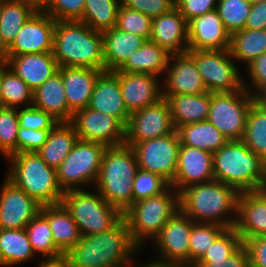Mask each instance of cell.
<instances>
[{
  "instance_id": "obj_28",
  "label": "cell",
  "mask_w": 266,
  "mask_h": 267,
  "mask_svg": "<svg viewBox=\"0 0 266 267\" xmlns=\"http://www.w3.org/2000/svg\"><path fill=\"white\" fill-rule=\"evenodd\" d=\"M35 107L51 114L59 122H70L73 113L68 109L62 74L58 70L33 91Z\"/></svg>"
},
{
  "instance_id": "obj_41",
  "label": "cell",
  "mask_w": 266,
  "mask_h": 267,
  "mask_svg": "<svg viewBox=\"0 0 266 267\" xmlns=\"http://www.w3.org/2000/svg\"><path fill=\"white\" fill-rule=\"evenodd\" d=\"M226 229L224 226L214 223H193L189 238L190 267L203 256Z\"/></svg>"
},
{
  "instance_id": "obj_13",
  "label": "cell",
  "mask_w": 266,
  "mask_h": 267,
  "mask_svg": "<svg viewBox=\"0 0 266 267\" xmlns=\"http://www.w3.org/2000/svg\"><path fill=\"white\" fill-rule=\"evenodd\" d=\"M179 146L175 130L169 135L135 143L131 148L139 169L155 173L171 184L176 174Z\"/></svg>"
},
{
  "instance_id": "obj_40",
  "label": "cell",
  "mask_w": 266,
  "mask_h": 267,
  "mask_svg": "<svg viewBox=\"0 0 266 267\" xmlns=\"http://www.w3.org/2000/svg\"><path fill=\"white\" fill-rule=\"evenodd\" d=\"M241 141L266 162V110L255 103L248 111L245 132Z\"/></svg>"
},
{
  "instance_id": "obj_1",
  "label": "cell",
  "mask_w": 266,
  "mask_h": 267,
  "mask_svg": "<svg viewBox=\"0 0 266 267\" xmlns=\"http://www.w3.org/2000/svg\"><path fill=\"white\" fill-rule=\"evenodd\" d=\"M141 249L133 242L124 217L108 231L82 236L64 260L69 267H130Z\"/></svg>"
},
{
  "instance_id": "obj_14",
  "label": "cell",
  "mask_w": 266,
  "mask_h": 267,
  "mask_svg": "<svg viewBox=\"0 0 266 267\" xmlns=\"http://www.w3.org/2000/svg\"><path fill=\"white\" fill-rule=\"evenodd\" d=\"M167 101L162 98L156 104L130 114L125 126L124 144L135 143L169 135L175 131Z\"/></svg>"
},
{
  "instance_id": "obj_30",
  "label": "cell",
  "mask_w": 266,
  "mask_h": 267,
  "mask_svg": "<svg viewBox=\"0 0 266 267\" xmlns=\"http://www.w3.org/2000/svg\"><path fill=\"white\" fill-rule=\"evenodd\" d=\"M169 56L170 54L159 45L147 40L116 71L147 73L160 78L166 72Z\"/></svg>"
},
{
  "instance_id": "obj_45",
  "label": "cell",
  "mask_w": 266,
  "mask_h": 267,
  "mask_svg": "<svg viewBox=\"0 0 266 267\" xmlns=\"http://www.w3.org/2000/svg\"><path fill=\"white\" fill-rule=\"evenodd\" d=\"M170 184L161 176L138 169L133 180V203L164 192Z\"/></svg>"
},
{
  "instance_id": "obj_19",
  "label": "cell",
  "mask_w": 266,
  "mask_h": 267,
  "mask_svg": "<svg viewBox=\"0 0 266 267\" xmlns=\"http://www.w3.org/2000/svg\"><path fill=\"white\" fill-rule=\"evenodd\" d=\"M214 179L213 153L180 144L172 187L180 193L186 187Z\"/></svg>"
},
{
  "instance_id": "obj_44",
  "label": "cell",
  "mask_w": 266,
  "mask_h": 267,
  "mask_svg": "<svg viewBox=\"0 0 266 267\" xmlns=\"http://www.w3.org/2000/svg\"><path fill=\"white\" fill-rule=\"evenodd\" d=\"M18 109L0 108V154H17Z\"/></svg>"
},
{
  "instance_id": "obj_55",
  "label": "cell",
  "mask_w": 266,
  "mask_h": 267,
  "mask_svg": "<svg viewBox=\"0 0 266 267\" xmlns=\"http://www.w3.org/2000/svg\"><path fill=\"white\" fill-rule=\"evenodd\" d=\"M244 29H266V1L251 5Z\"/></svg>"
},
{
  "instance_id": "obj_24",
  "label": "cell",
  "mask_w": 266,
  "mask_h": 267,
  "mask_svg": "<svg viewBox=\"0 0 266 267\" xmlns=\"http://www.w3.org/2000/svg\"><path fill=\"white\" fill-rule=\"evenodd\" d=\"M88 107L114 116L126 126L130 113L124 103L119 76L115 71H102L99 74Z\"/></svg>"
},
{
  "instance_id": "obj_36",
  "label": "cell",
  "mask_w": 266,
  "mask_h": 267,
  "mask_svg": "<svg viewBox=\"0 0 266 267\" xmlns=\"http://www.w3.org/2000/svg\"><path fill=\"white\" fill-rule=\"evenodd\" d=\"M37 10L22 0H0V34L9 47L18 31Z\"/></svg>"
},
{
  "instance_id": "obj_21",
  "label": "cell",
  "mask_w": 266,
  "mask_h": 267,
  "mask_svg": "<svg viewBox=\"0 0 266 267\" xmlns=\"http://www.w3.org/2000/svg\"><path fill=\"white\" fill-rule=\"evenodd\" d=\"M230 39L217 10L188 22V50H228Z\"/></svg>"
},
{
  "instance_id": "obj_35",
  "label": "cell",
  "mask_w": 266,
  "mask_h": 267,
  "mask_svg": "<svg viewBox=\"0 0 266 267\" xmlns=\"http://www.w3.org/2000/svg\"><path fill=\"white\" fill-rule=\"evenodd\" d=\"M35 253L26 229H0V265L11 267L32 260Z\"/></svg>"
},
{
  "instance_id": "obj_48",
  "label": "cell",
  "mask_w": 266,
  "mask_h": 267,
  "mask_svg": "<svg viewBox=\"0 0 266 267\" xmlns=\"http://www.w3.org/2000/svg\"><path fill=\"white\" fill-rule=\"evenodd\" d=\"M19 125L25 129H53L59 121L34 105L18 108Z\"/></svg>"
},
{
  "instance_id": "obj_59",
  "label": "cell",
  "mask_w": 266,
  "mask_h": 267,
  "mask_svg": "<svg viewBox=\"0 0 266 267\" xmlns=\"http://www.w3.org/2000/svg\"><path fill=\"white\" fill-rule=\"evenodd\" d=\"M26 2L27 4H30L32 7H34L37 11H40L49 0H22Z\"/></svg>"
},
{
  "instance_id": "obj_15",
  "label": "cell",
  "mask_w": 266,
  "mask_h": 267,
  "mask_svg": "<svg viewBox=\"0 0 266 267\" xmlns=\"http://www.w3.org/2000/svg\"><path fill=\"white\" fill-rule=\"evenodd\" d=\"M70 123L78 139L101 143L106 147L124 144L125 126L114 116L86 107L75 111Z\"/></svg>"
},
{
  "instance_id": "obj_56",
  "label": "cell",
  "mask_w": 266,
  "mask_h": 267,
  "mask_svg": "<svg viewBox=\"0 0 266 267\" xmlns=\"http://www.w3.org/2000/svg\"><path fill=\"white\" fill-rule=\"evenodd\" d=\"M9 58V47L5 44L0 34V65L7 64Z\"/></svg>"
},
{
  "instance_id": "obj_25",
  "label": "cell",
  "mask_w": 266,
  "mask_h": 267,
  "mask_svg": "<svg viewBox=\"0 0 266 267\" xmlns=\"http://www.w3.org/2000/svg\"><path fill=\"white\" fill-rule=\"evenodd\" d=\"M6 65L33 91L59 70L52 52L9 56Z\"/></svg>"
},
{
  "instance_id": "obj_9",
  "label": "cell",
  "mask_w": 266,
  "mask_h": 267,
  "mask_svg": "<svg viewBox=\"0 0 266 267\" xmlns=\"http://www.w3.org/2000/svg\"><path fill=\"white\" fill-rule=\"evenodd\" d=\"M106 146L78 139L72 150L56 168L58 184L63 192L94 187ZM83 186V187H82Z\"/></svg>"
},
{
  "instance_id": "obj_16",
  "label": "cell",
  "mask_w": 266,
  "mask_h": 267,
  "mask_svg": "<svg viewBox=\"0 0 266 267\" xmlns=\"http://www.w3.org/2000/svg\"><path fill=\"white\" fill-rule=\"evenodd\" d=\"M56 20L42 11H36L18 31L9 46V56L53 51Z\"/></svg>"
},
{
  "instance_id": "obj_27",
  "label": "cell",
  "mask_w": 266,
  "mask_h": 267,
  "mask_svg": "<svg viewBox=\"0 0 266 267\" xmlns=\"http://www.w3.org/2000/svg\"><path fill=\"white\" fill-rule=\"evenodd\" d=\"M105 71L118 70L146 41L145 37L125 32L116 26L102 32Z\"/></svg>"
},
{
  "instance_id": "obj_4",
  "label": "cell",
  "mask_w": 266,
  "mask_h": 267,
  "mask_svg": "<svg viewBox=\"0 0 266 267\" xmlns=\"http://www.w3.org/2000/svg\"><path fill=\"white\" fill-rule=\"evenodd\" d=\"M131 146L122 144L106 147L94 189L124 214L133 204V180L138 170Z\"/></svg>"
},
{
  "instance_id": "obj_58",
  "label": "cell",
  "mask_w": 266,
  "mask_h": 267,
  "mask_svg": "<svg viewBox=\"0 0 266 267\" xmlns=\"http://www.w3.org/2000/svg\"><path fill=\"white\" fill-rule=\"evenodd\" d=\"M38 264H39L38 267H69L68 263L64 259L60 261H46V262H42L40 260Z\"/></svg>"
},
{
  "instance_id": "obj_60",
  "label": "cell",
  "mask_w": 266,
  "mask_h": 267,
  "mask_svg": "<svg viewBox=\"0 0 266 267\" xmlns=\"http://www.w3.org/2000/svg\"><path fill=\"white\" fill-rule=\"evenodd\" d=\"M166 267V266H162V265H157V264H154V263H152V262H146V263H144V264H139V266H138V264L136 265V264H134V265H132V266H130V267Z\"/></svg>"
},
{
  "instance_id": "obj_5",
  "label": "cell",
  "mask_w": 266,
  "mask_h": 267,
  "mask_svg": "<svg viewBox=\"0 0 266 267\" xmlns=\"http://www.w3.org/2000/svg\"><path fill=\"white\" fill-rule=\"evenodd\" d=\"M213 173L239 192L266 189V162L242 141H228L213 153Z\"/></svg>"
},
{
  "instance_id": "obj_31",
  "label": "cell",
  "mask_w": 266,
  "mask_h": 267,
  "mask_svg": "<svg viewBox=\"0 0 266 267\" xmlns=\"http://www.w3.org/2000/svg\"><path fill=\"white\" fill-rule=\"evenodd\" d=\"M47 220L54 244L65 255L82 237L77 224L62 203L47 205Z\"/></svg>"
},
{
  "instance_id": "obj_37",
  "label": "cell",
  "mask_w": 266,
  "mask_h": 267,
  "mask_svg": "<svg viewBox=\"0 0 266 267\" xmlns=\"http://www.w3.org/2000/svg\"><path fill=\"white\" fill-rule=\"evenodd\" d=\"M230 54L245 66L266 53V29H242L231 34Z\"/></svg>"
},
{
  "instance_id": "obj_3",
  "label": "cell",
  "mask_w": 266,
  "mask_h": 267,
  "mask_svg": "<svg viewBox=\"0 0 266 267\" xmlns=\"http://www.w3.org/2000/svg\"><path fill=\"white\" fill-rule=\"evenodd\" d=\"M52 53L59 67L105 71L102 32L79 20L56 21Z\"/></svg>"
},
{
  "instance_id": "obj_11",
  "label": "cell",
  "mask_w": 266,
  "mask_h": 267,
  "mask_svg": "<svg viewBox=\"0 0 266 267\" xmlns=\"http://www.w3.org/2000/svg\"><path fill=\"white\" fill-rule=\"evenodd\" d=\"M253 95L245 88L231 93H210L207 121L212 123L228 141H241Z\"/></svg>"
},
{
  "instance_id": "obj_38",
  "label": "cell",
  "mask_w": 266,
  "mask_h": 267,
  "mask_svg": "<svg viewBox=\"0 0 266 267\" xmlns=\"http://www.w3.org/2000/svg\"><path fill=\"white\" fill-rule=\"evenodd\" d=\"M120 6L121 0H85L84 13L79 21L103 32L116 26Z\"/></svg>"
},
{
  "instance_id": "obj_34",
  "label": "cell",
  "mask_w": 266,
  "mask_h": 267,
  "mask_svg": "<svg viewBox=\"0 0 266 267\" xmlns=\"http://www.w3.org/2000/svg\"><path fill=\"white\" fill-rule=\"evenodd\" d=\"M176 132L180 144L211 153H215L228 142V139L207 120L179 126Z\"/></svg>"
},
{
  "instance_id": "obj_57",
  "label": "cell",
  "mask_w": 266,
  "mask_h": 267,
  "mask_svg": "<svg viewBox=\"0 0 266 267\" xmlns=\"http://www.w3.org/2000/svg\"><path fill=\"white\" fill-rule=\"evenodd\" d=\"M254 103H266V84L253 94Z\"/></svg>"
},
{
  "instance_id": "obj_43",
  "label": "cell",
  "mask_w": 266,
  "mask_h": 267,
  "mask_svg": "<svg viewBox=\"0 0 266 267\" xmlns=\"http://www.w3.org/2000/svg\"><path fill=\"white\" fill-rule=\"evenodd\" d=\"M251 3L245 0H218L216 10L225 29L233 34L245 27L251 11Z\"/></svg>"
},
{
  "instance_id": "obj_61",
  "label": "cell",
  "mask_w": 266,
  "mask_h": 267,
  "mask_svg": "<svg viewBox=\"0 0 266 267\" xmlns=\"http://www.w3.org/2000/svg\"><path fill=\"white\" fill-rule=\"evenodd\" d=\"M3 107V102H2V98H1V65H0V108Z\"/></svg>"
},
{
  "instance_id": "obj_51",
  "label": "cell",
  "mask_w": 266,
  "mask_h": 267,
  "mask_svg": "<svg viewBox=\"0 0 266 267\" xmlns=\"http://www.w3.org/2000/svg\"><path fill=\"white\" fill-rule=\"evenodd\" d=\"M218 0H175V7L184 18L190 20L216 10Z\"/></svg>"
},
{
  "instance_id": "obj_18",
  "label": "cell",
  "mask_w": 266,
  "mask_h": 267,
  "mask_svg": "<svg viewBox=\"0 0 266 267\" xmlns=\"http://www.w3.org/2000/svg\"><path fill=\"white\" fill-rule=\"evenodd\" d=\"M161 81L162 96L204 94L207 91L194 60L187 54L170 55Z\"/></svg>"
},
{
  "instance_id": "obj_17",
  "label": "cell",
  "mask_w": 266,
  "mask_h": 267,
  "mask_svg": "<svg viewBox=\"0 0 266 267\" xmlns=\"http://www.w3.org/2000/svg\"><path fill=\"white\" fill-rule=\"evenodd\" d=\"M0 188V229H24L42 205L6 177Z\"/></svg>"
},
{
  "instance_id": "obj_50",
  "label": "cell",
  "mask_w": 266,
  "mask_h": 267,
  "mask_svg": "<svg viewBox=\"0 0 266 267\" xmlns=\"http://www.w3.org/2000/svg\"><path fill=\"white\" fill-rule=\"evenodd\" d=\"M121 5L153 19L175 8V0H121Z\"/></svg>"
},
{
  "instance_id": "obj_62",
  "label": "cell",
  "mask_w": 266,
  "mask_h": 267,
  "mask_svg": "<svg viewBox=\"0 0 266 267\" xmlns=\"http://www.w3.org/2000/svg\"><path fill=\"white\" fill-rule=\"evenodd\" d=\"M257 106L262 107L266 110V103H255Z\"/></svg>"
},
{
  "instance_id": "obj_29",
  "label": "cell",
  "mask_w": 266,
  "mask_h": 267,
  "mask_svg": "<svg viewBox=\"0 0 266 267\" xmlns=\"http://www.w3.org/2000/svg\"><path fill=\"white\" fill-rule=\"evenodd\" d=\"M169 106L175 129L190 123L206 121L210 110V92L162 96Z\"/></svg>"
},
{
  "instance_id": "obj_32",
  "label": "cell",
  "mask_w": 266,
  "mask_h": 267,
  "mask_svg": "<svg viewBox=\"0 0 266 267\" xmlns=\"http://www.w3.org/2000/svg\"><path fill=\"white\" fill-rule=\"evenodd\" d=\"M78 140L70 122H59L49 133L47 141L37 151L49 167L56 169Z\"/></svg>"
},
{
  "instance_id": "obj_22",
  "label": "cell",
  "mask_w": 266,
  "mask_h": 267,
  "mask_svg": "<svg viewBox=\"0 0 266 267\" xmlns=\"http://www.w3.org/2000/svg\"><path fill=\"white\" fill-rule=\"evenodd\" d=\"M234 228L243 242L266 236V189L240 192Z\"/></svg>"
},
{
  "instance_id": "obj_42",
  "label": "cell",
  "mask_w": 266,
  "mask_h": 267,
  "mask_svg": "<svg viewBox=\"0 0 266 267\" xmlns=\"http://www.w3.org/2000/svg\"><path fill=\"white\" fill-rule=\"evenodd\" d=\"M242 245V238L235 228H227L195 264H212L214 261H223L234 254Z\"/></svg>"
},
{
  "instance_id": "obj_26",
  "label": "cell",
  "mask_w": 266,
  "mask_h": 267,
  "mask_svg": "<svg viewBox=\"0 0 266 267\" xmlns=\"http://www.w3.org/2000/svg\"><path fill=\"white\" fill-rule=\"evenodd\" d=\"M64 82L68 109L74 113L89 106L99 74L103 70L85 67H59Z\"/></svg>"
},
{
  "instance_id": "obj_2",
  "label": "cell",
  "mask_w": 266,
  "mask_h": 267,
  "mask_svg": "<svg viewBox=\"0 0 266 267\" xmlns=\"http://www.w3.org/2000/svg\"><path fill=\"white\" fill-rule=\"evenodd\" d=\"M179 194L180 210L193 222L235 226L240 195L236 188L213 179L186 187Z\"/></svg>"
},
{
  "instance_id": "obj_12",
  "label": "cell",
  "mask_w": 266,
  "mask_h": 267,
  "mask_svg": "<svg viewBox=\"0 0 266 267\" xmlns=\"http://www.w3.org/2000/svg\"><path fill=\"white\" fill-rule=\"evenodd\" d=\"M193 223L179 210L150 240L159 254L149 262L166 267H190L189 238Z\"/></svg>"
},
{
  "instance_id": "obj_46",
  "label": "cell",
  "mask_w": 266,
  "mask_h": 267,
  "mask_svg": "<svg viewBox=\"0 0 266 267\" xmlns=\"http://www.w3.org/2000/svg\"><path fill=\"white\" fill-rule=\"evenodd\" d=\"M116 27L149 40L152 33V18L121 5L118 10Z\"/></svg>"
},
{
  "instance_id": "obj_63",
  "label": "cell",
  "mask_w": 266,
  "mask_h": 267,
  "mask_svg": "<svg viewBox=\"0 0 266 267\" xmlns=\"http://www.w3.org/2000/svg\"><path fill=\"white\" fill-rule=\"evenodd\" d=\"M262 1H266V0H250V3L255 4V3L262 2Z\"/></svg>"
},
{
  "instance_id": "obj_7",
  "label": "cell",
  "mask_w": 266,
  "mask_h": 267,
  "mask_svg": "<svg viewBox=\"0 0 266 267\" xmlns=\"http://www.w3.org/2000/svg\"><path fill=\"white\" fill-rule=\"evenodd\" d=\"M179 210L180 194L170 185L159 195L133 203L123 217L133 242L145 249L146 239L153 240Z\"/></svg>"
},
{
  "instance_id": "obj_10",
  "label": "cell",
  "mask_w": 266,
  "mask_h": 267,
  "mask_svg": "<svg viewBox=\"0 0 266 267\" xmlns=\"http://www.w3.org/2000/svg\"><path fill=\"white\" fill-rule=\"evenodd\" d=\"M210 93H231L244 88L243 74L228 50H188Z\"/></svg>"
},
{
  "instance_id": "obj_39",
  "label": "cell",
  "mask_w": 266,
  "mask_h": 267,
  "mask_svg": "<svg viewBox=\"0 0 266 267\" xmlns=\"http://www.w3.org/2000/svg\"><path fill=\"white\" fill-rule=\"evenodd\" d=\"M1 98L6 108L18 109L33 103V90L6 64L1 65Z\"/></svg>"
},
{
  "instance_id": "obj_54",
  "label": "cell",
  "mask_w": 266,
  "mask_h": 267,
  "mask_svg": "<svg viewBox=\"0 0 266 267\" xmlns=\"http://www.w3.org/2000/svg\"><path fill=\"white\" fill-rule=\"evenodd\" d=\"M192 267H250L249 255L242 245L234 254L223 261H214L212 264H194Z\"/></svg>"
},
{
  "instance_id": "obj_49",
  "label": "cell",
  "mask_w": 266,
  "mask_h": 267,
  "mask_svg": "<svg viewBox=\"0 0 266 267\" xmlns=\"http://www.w3.org/2000/svg\"><path fill=\"white\" fill-rule=\"evenodd\" d=\"M52 129H25L19 125L17 131V154L37 152L47 141Z\"/></svg>"
},
{
  "instance_id": "obj_23",
  "label": "cell",
  "mask_w": 266,
  "mask_h": 267,
  "mask_svg": "<svg viewBox=\"0 0 266 267\" xmlns=\"http://www.w3.org/2000/svg\"><path fill=\"white\" fill-rule=\"evenodd\" d=\"M168 54H183L188 51V22L175 7L170 12L152 19L149 39Z\"/></svg>"
},
{
  "instance_id": "obj_20",
  "label": "cell",
  "mask_w": 266,
  "mask_h": 267,
  "mask_svg": "<svg viewBox=\"0 0 266 267\" xmlns=\"http://www.w3.org/2000/svg\"><path fill=\"white\" fill-rule=\"evenodd\" d=\"M119 76L122 97L130 114L162 99L159 77L147 73L115 71Z\"/></svg>"
},
{
  "instance_id": "obj_6",
  "label": "cell",
  "mask_w": 266,
  "mask_h": 267,
  "mask_svg": "<svg viewBox=\"0 0 266 267\" xmlns=\"http://www.w3.org/2000/svg\"><path fill=\"white\" fill-rule=\"evenodd\" d=\"M5 176L39 204H60L64 192L58 184L56 169L49 167L37 152L12 154L6 158Z\"/></svg>"
},
{
  "instance_id": "obj_53",
  "label": "cell",
  "mask_w": 266,
  "mask_h": 267,
  "mask_svg": "<svg viewBox=\"0 0 266 267\" xmlns=\"http://www.w3.org/2000/svg\"><path fill=\"white\" fill-rule=\"evenodd\" d=\"M243 245L249 255L250 267H266V236L249 238Z\"/></svg>"
},
{
  "instance_id": "obj_52",
  "label": "cell",
  "mask_w": 266,
  "mask_h": 267,
  "mask_svg": "<svg viewBox=\"0 0 266 267\" xmlns=\"http://www.w3.org/2000/svg\"><path fill=\"white\" fill-rule=\"evenodd\" d=\"M246 69L248 70V78L251 82L248 85L243 77V86L244 88L253 95L261 86L266 84V53L252 60L247 64ZM255 90V91H254Z\"/></svg>"
},
{
  "instance_id": "obj_8",
  "label": "cell",
  "mask_w": 266,
  "mask_h": 267,
  "mask_svg": "<svg viewBox=\"0 0 266 267\" xmlns=\"http://www.w3.org/2000/svg\"><path fill=\"white\" fill-rule=\"evenodd\" d=\"M70 190L64 192L62 204L71 213L81 236L102 233L113 228L123 214L111 206L96 190Z\"/></svg>"
},
{
  "instance_id": "obj_33",
  "label": "cell",
  "mask_w": 266,
  "mask_h": 267,
  "mask_svg": "<svg viewBox=\"0 0 266 267\" xmlns=\"http://www.w3.org/2000/svg\"><path fill=\"white\" fill-rule=\"evenodd\" d=\"M34 253L40 256L42 262L60 261L64 254L53 242L52 231L47 220V205L41 207L40 212L25 227Z\"/></svg>"
},
{
  "instance_id": "obj_47",
  "label": "cell",
  "mask_w": 266,
  "mask_h": 267,
  "mask_svg": "<svg viewBox=\"0 0 266 267\" xmlns=\"http://www.w3.org/2000/svg\"><path fill=\"white\" fill-rule=\"evenodd\" d=\"M85 0H49L40 10L56 21L80 20L84 13Z\"/></svg>"
}]
</instances>
